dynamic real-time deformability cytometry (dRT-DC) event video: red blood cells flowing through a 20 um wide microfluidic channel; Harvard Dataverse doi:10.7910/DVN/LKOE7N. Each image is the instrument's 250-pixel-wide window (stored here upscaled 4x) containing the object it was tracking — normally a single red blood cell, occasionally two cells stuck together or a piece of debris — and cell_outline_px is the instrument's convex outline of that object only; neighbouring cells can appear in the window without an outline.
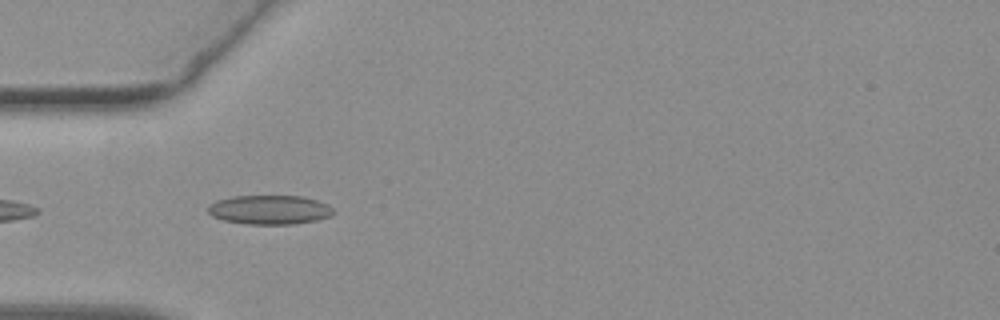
{"species": "common noctule bat (a hibernating species)", "species_latin": "Nyctalus noctula", "temperature_condition": "warm", "stored_images_in_passage": 10, "camera_frame_rate_fps": 3000, "um_per_image_px": 0.085, "animal": {"sex": "female", "body_mass_g": 19.3, "forearm_length_mm": 54.1}, "frame": {"image": 1, "passage_image": 1, "time_ms": 0.0, "image_size_px": [1000, 320], "cell_outline_px": [[332, 212], [328, 216], [316, 220], [292, 224], [248, 224], [224, 220], [212, 216], [208, 212], [208, 204], [216, 200], [232, 196], [300, 196], [316, 200], [328, 204], [332, 208]], "centroid_in_image_um": [22.86, 17.82], "position_along_channel_um": 62.1, "area_um2": 21.15}}